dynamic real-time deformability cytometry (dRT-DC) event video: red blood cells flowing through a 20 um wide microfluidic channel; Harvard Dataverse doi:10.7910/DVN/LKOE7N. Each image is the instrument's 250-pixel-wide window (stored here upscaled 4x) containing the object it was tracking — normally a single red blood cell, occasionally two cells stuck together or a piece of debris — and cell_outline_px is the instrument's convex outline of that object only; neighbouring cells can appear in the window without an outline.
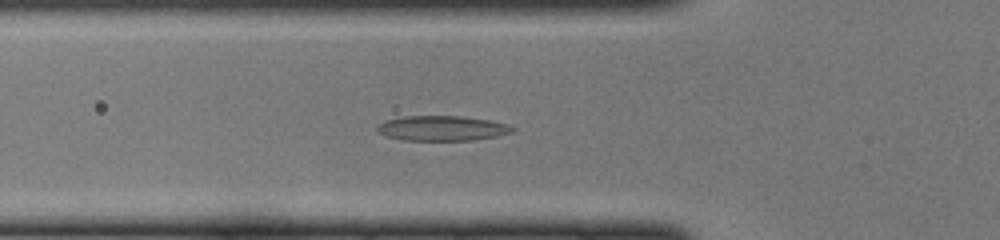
{"species": "common noctule bat (a hibernating species)", "species_latin": "Nyctalus noctula", "temperature_condition": "cold", "stored_images_in_passage": 36, "camera_frame_rate_fps": 3000, "um_per_image_px": 0.085, "animal": {"sex": "female", "body_mass_g": 22.0, "forearm_length_mm": 56.7}, "frame": {"image": 1, "passage_image": 5, "time_ms": 1.333, "image_size_px": [1000, 240], "cell_outline_px": [[516, 128], [512, 132], [496, 136], [472, 140], [404, 140], [384, 136], [376, 128], [384, 120], [404, 116], [464, 116], [488, 120], [508, 124]], "centroid_in_image_um": [37.57, 10.9], "position_along_channel_um": 88.2, "area_um2": 19.65}}
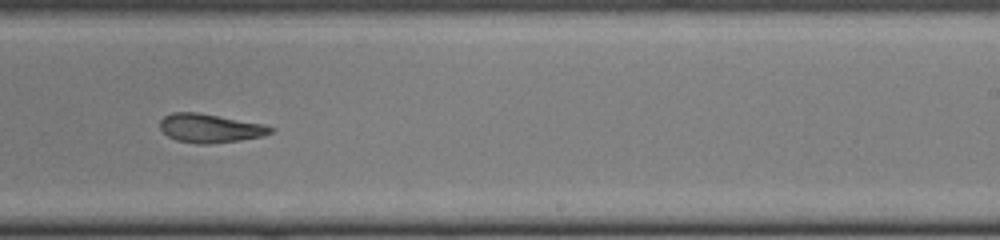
{"frame": {"image": 2, "passage_image": 18, "time_ms": 5.667, "image_size_px": [1000, 240], "cell_outline_px": [[276, 128], [272, 132], [264, 136], [240, 140], [208, 144], [196, 144], [176, 140], [168, 136], [160, 128], [160, 120], [164, 116], [172, 112], [196, 112], [264, 124]], "centroid_in_image_um": [17.86, 10.9], "position_along_channel_um": 271.1, "area_um2": 18.55}}
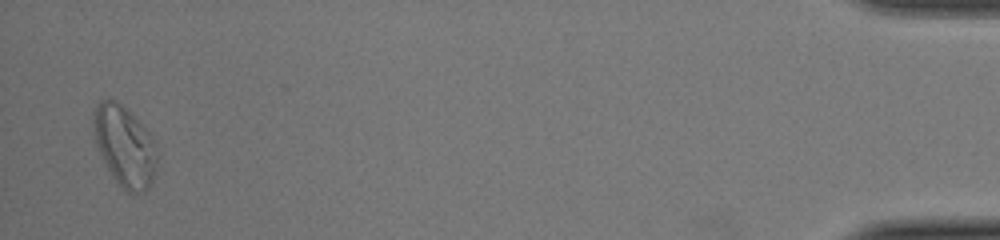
{"frame": {"image": 3, "passage_image": 35, "time_ms": 11.333, "image_size_px": [1000, 240], "cell_outline_px": [[156, 168], [152, 180], [148, 188], [144, 192], [128, 192], [112, 176], [96, 144], [92, 124], [92, 112], [96, 104], [100, 100], [112, 100], [128, 108], [152, 136], [156, 144]], "centroid_in_image_um": [10.59, 12.37], "position_along_channel_um": 424.6, "area_um2": 29.71}}